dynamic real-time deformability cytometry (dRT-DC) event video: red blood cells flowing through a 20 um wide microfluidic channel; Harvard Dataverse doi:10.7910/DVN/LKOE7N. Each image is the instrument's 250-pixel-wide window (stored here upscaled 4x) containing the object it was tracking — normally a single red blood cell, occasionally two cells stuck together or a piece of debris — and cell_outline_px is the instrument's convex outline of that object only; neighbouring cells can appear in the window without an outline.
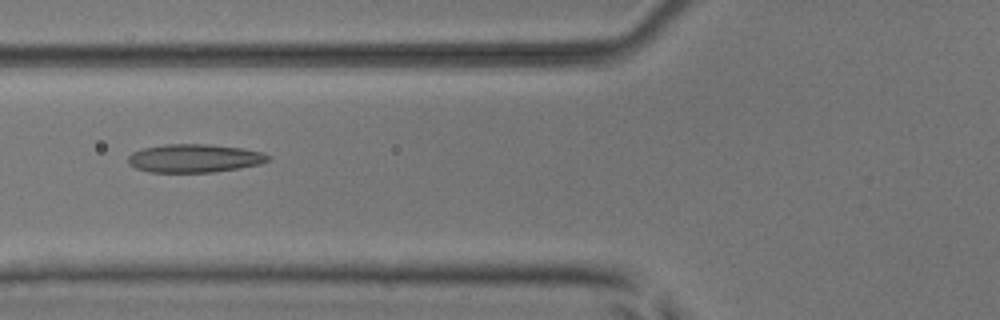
{"species": "common noctule bat (a hibernating species)", "species_latin": "Nyctalus noctula", "temperature_condition": "room temperature", "stored_images_in_passage": 8, "camera_frame_rate_fps": 3000, "um_per_image_px": 0.085, "animal": {"sex": "male", "body_mass_g": 17.9, "forearm_length_mm": 54.2}, "frame": {"image": 1, "passage_image": 6, "time_ms": 1.667, "image_size_px": [1000, 320], "cell_outline_px": [[272, 156], [268, 160], [260, 164], [240, 168], [212, 172], [148, 172], [136, 168], [128, 164], [128, 156], [132, 152], [144, 148], [164, 144], [208, 144], [240, 148], [264, 152]], "centroid_in_image_um": [16.53, 13.45], "position_along_channel_um": 109.3, "area_um2": 23.18}}
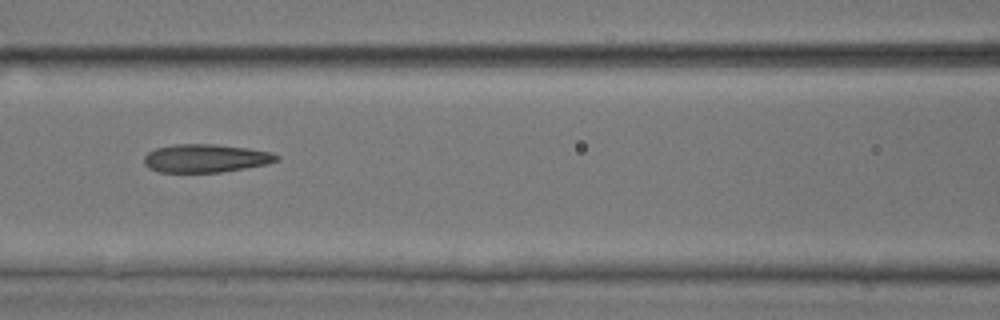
{"frame": {"image": 2, "passage_image": 7, "time_ms": 2.0, "image_size_px": [1000, 320], "cell_outline_px": [[280, 160], [264, 164], [244, 168], [220, 172], [160, 172], [148, 168], [144, 164], [144, 156], [148, 152], [156, 148], [176, 144], [216, 144], [248, 148], [272, 152], [280, 156]], "centroid_in_image_um": [17.48, 13.45], "position_along_channel_um": 149.1, "area_um2": 21.79}}